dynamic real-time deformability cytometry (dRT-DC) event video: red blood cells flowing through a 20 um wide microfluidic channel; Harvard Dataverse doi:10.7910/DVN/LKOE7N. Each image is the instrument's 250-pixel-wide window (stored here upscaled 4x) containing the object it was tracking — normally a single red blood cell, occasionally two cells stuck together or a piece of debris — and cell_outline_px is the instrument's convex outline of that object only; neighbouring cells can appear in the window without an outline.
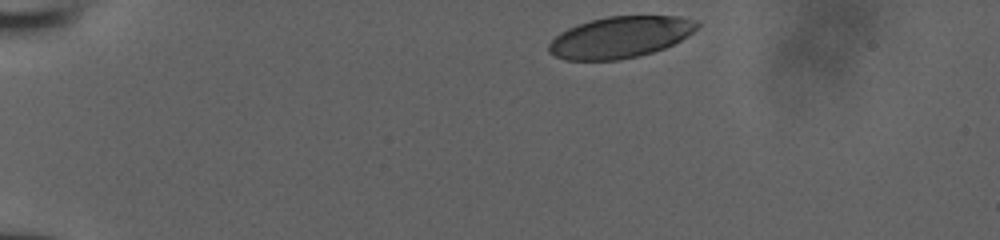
{"species": "human", "species_latin": "Homo sapiens", "temperature_condition": "room temperature", "stored_images_in_passage": 35, "camera_frame_rate_fps": 3000, "um_per_image_px": 0.085, "donor": {"sex": "male"}, "frame": {"image": 1, "passage_image": 1, "time_ms": 0.0, "image_size_px": [1000, 240], "cell_outline_px": [[700, 24], [692, 32], [680, 40], [664, 48], [652, 52], [620, 60], [564, 60], [548, 52], [548, 44], [560, 32], [568, 28], [592, 20], [608, 16], [680, 16], [696, 20]], "centroid_in_image_um": [52.7, 3.16], "position_along_channel_um": 32.3, "area_um2": 35.55}}
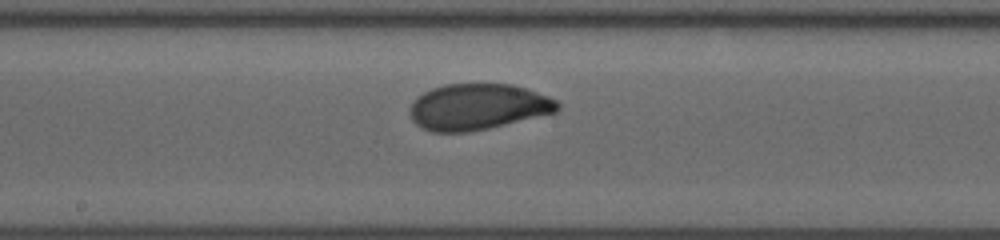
{"frame": {"image": 2, "passage_image": 20, "time_ms": 6.333, "image_size_px": [1000, 240], "cell_outline_px": [[560, 108], [556, 112], [488, 128], [464, 132], [432, 132], [420, 128], [412, 120], [412, 104], [416, 96], [432, 88], [444, 84], [512, 84], [548, 96], [556, 100], [560, 104]], "centroid_in_image_um": [40.61, 9.08], "position_along_channel_um": 207.6, "area_um2": 39.36}}
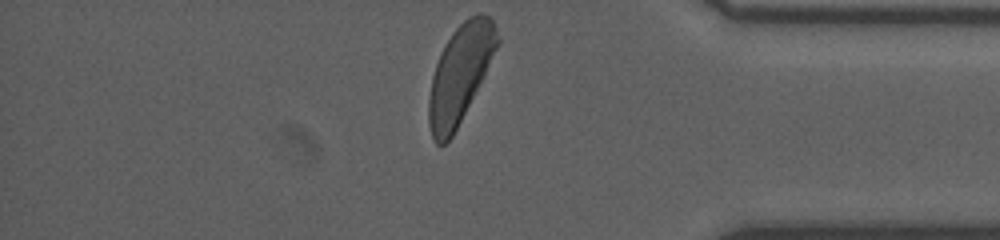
{"frame": {"image": 3, "passage_image": 35, "time_ms": 11.333, "image_size_px": [1000, 240], "cell_outline_px": [[500, 44], [452, 136], [444, 144], [436, 144], [432, 136], [428, 124], [428, 100], [432, 76], [440, 52], [452, 32], [468, 16], [480, 12], [488, 16], [492, 20], [496, 28], [500, 40]], "centroid_in_image_um": [39.1, 6.24], "position_along_channel_um": 396.1, "area_um2": 38.55}}